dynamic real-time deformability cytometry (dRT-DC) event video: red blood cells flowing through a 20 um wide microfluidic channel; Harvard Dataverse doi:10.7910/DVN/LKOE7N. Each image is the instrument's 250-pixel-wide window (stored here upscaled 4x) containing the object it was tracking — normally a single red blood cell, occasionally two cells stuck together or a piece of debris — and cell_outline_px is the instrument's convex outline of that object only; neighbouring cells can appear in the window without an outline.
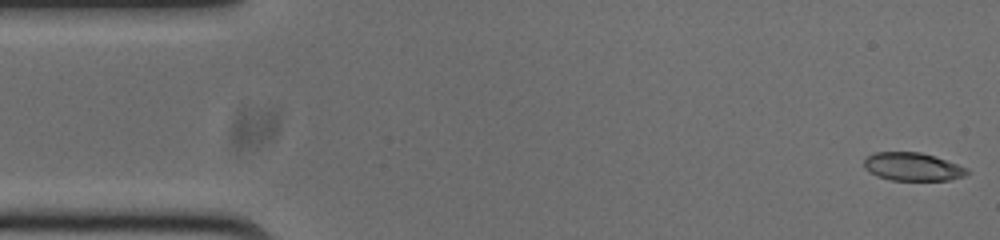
{"species": "common noctule bat (a hibernating species)", "species_latin": "Nyctalus noctula", "temperature_condition": "cold", "stored_images_in_passage": 53, "camera_frame_rate_fps": 3000, "um_per_image_px": 0.085, "animal": {"sex": "male", "body_mass_g": 20.0, "forearm_length_mm": 53.3}, "frame": {"image": 1, "passage_image": 1, "time_ms": 0.0, "image_size_px": [1000, 240], "cell_outline_px": [[968, 172], [964, 176], [948, 180], [892, 180], [876, 176], [864, 168], [864, 160], [868, 156], [876, 152], [920, 152], [936, 156], [968, 168]], "centroid_in_image_um": [77.57, 14.17], "position_along_channel_um": 7.4, "area_um2": 16.88}}
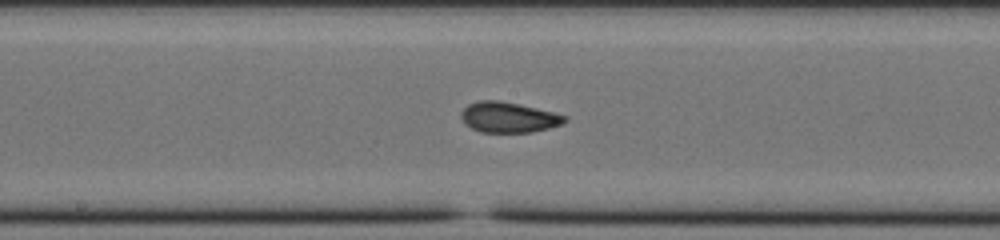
{"frame": {"image": 2, "passage_image": 26, "time_ms": 8.333, "image_size_px": [1000, 240], "cell_outline_px": [[568, 120], [564, 124], [532, 132], [480, 132], [464, 124], [460, 116], [460, 112], [468, 104], [480, 100], [500, 100], [556, 112], [568, 116]], "centroid_in_image_um": [43.25, 9.96], "position_along_channel_um": 205.0, "area_um2": 18.67}}
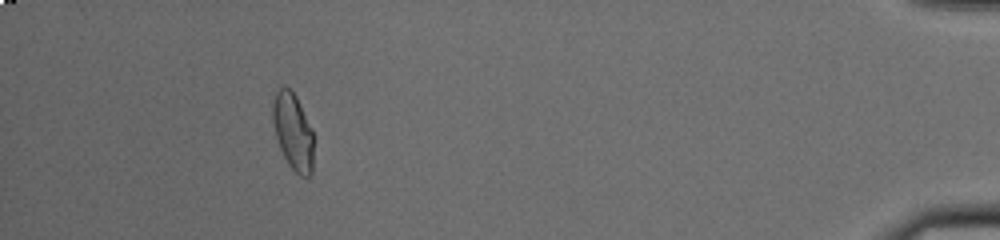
{"frame": {"image": 3, "passage_image": 48, "time_ms": 15.667, "image_size_px": [1000, 240], "cell_outline_px": [[312, 172], [308, 176], [300, 176], [288, 164], [280, 148], [276, 136], [272, 120], [272, 104], [276, 92], [284, 84], [296, 96], [312, 128]], "centroid_in_image_um": [24.89, 11.15], "position_along_channel_um": 410.3, "area_um2": 18.09}, "authors_computed_cell_mechanics": {"area_um2": 18.0914, "velocity_mm_per_s": 3.767, "shape_relaxation_time_tau1_ms": null, "shape_relaxation_time_tau2_ms": 1.5723, "deformation_change_tau1": null, "deformation_change_tau2": 0.0739}}